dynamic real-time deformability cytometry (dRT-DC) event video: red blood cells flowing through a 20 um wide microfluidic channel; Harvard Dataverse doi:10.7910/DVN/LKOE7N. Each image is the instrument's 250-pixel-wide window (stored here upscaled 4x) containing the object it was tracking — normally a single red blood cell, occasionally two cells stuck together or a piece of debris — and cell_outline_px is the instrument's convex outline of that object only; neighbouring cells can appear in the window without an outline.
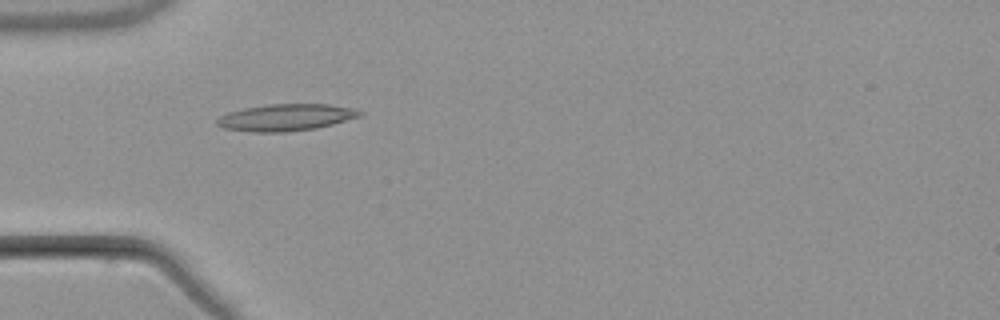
{"species": "common noctule bat (a hibernating species)", "species_latin": "Nyctalus noctula", "temperature_condition": "warm", "stored_images_in_passage": 6, "camera_frame_rate_fps": 3000, "um_per_image_px": 0.085, "animal": {"sex": "male", "body_mass_g": 21.5, "forearm_length_mm": 52.0}, "frame": {"image": 1, "passage_image": 5, "time_ms": 5.0, "image_size_px": [1000, 320], "cell_outline_px": [[364, 112], [360, 116], [332, 124], [316, 128], [284, 132], [252, 132], [224, 128], [216, 124], [216, 120], [220, 116], [228, 112], [244, 108], [268, 104], [328, 104], [356, 108]], "centroid_in_image_um": [24.31, 9.97], "position_along_channel_um": 60.7, "area_um2": 22.31}}
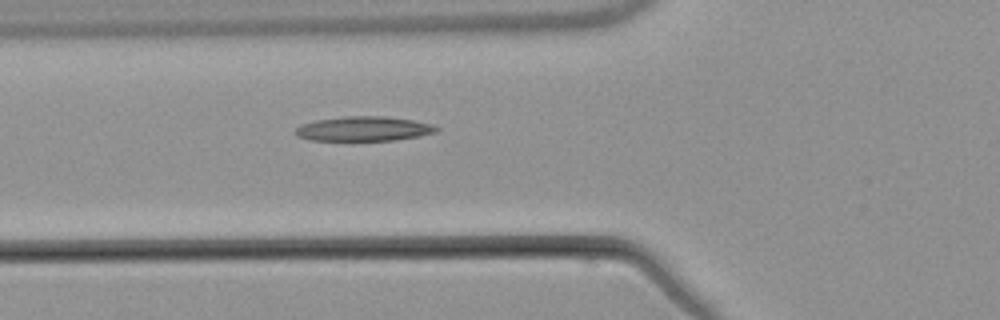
{"frame": {"image": 2, "passage_image": 6, "time_ms": 6.0, "image_size_px": [1000, 320], "cell_outline_px": [[440, 128], [436, 132], [396, 140], [352, 144], [308, 140], [296, 136], [296, 128], [300, 124], [316, 120], [344, 116], [384, 116], [412, 120], [432, 124]], "centroid_in_image_um": [30.83, 11.0], "position_along_channel_um": 95.0, "area_um2": 21.39}}